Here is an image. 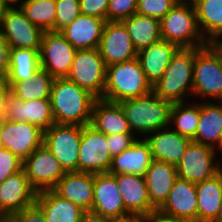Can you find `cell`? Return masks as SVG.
<instances>
[{
	"label": "cell",
	"instance_id": "obj_1",
	"mask_svg": "<svg viewBox=\"0 0 222 222\" xmlns=\"http://www.w3.org/2000/svg\"><path fill=\"white\" fill-rule=\"evenodd\" d=\"M96 99L89 91L67 78L54 79L50 94L54 122L78 126L89 125Z\"/></svg>",
	"mask_w": 222,
	"mask_h": 222
},
{
	"label": "cell",
	"instance_id": "obj_2",
	"mask_svg": "<svg viewBox=\"0 0 222 222\" xmlns=\"http://www.w3.org/2000/svg\"><path fill=\"white\" fill-rule=\"evenodd\" d=\"M153 92L138 58L107 66L104 100L120 103Z\"/></svg>",
	"mask_w": 222,
	"mask_h": 222
},
{
	"label": "cell",
	"instance_id": "obj_3",
	"mask_svg": "<svg viewBox=\"0 0 222 222\" xmlns=\"http://www.w3.org/2000/svg\"><path fill=\"white\" fill-rule=\"evenodd\" d=\"M201 48H179L176 51L163 76L153 85V92L158 97L172 103H180L184 102L182 95L186 96L189 88L192 93L194 60Z\"/></svg>",
	"mask_w": 222,
	"mask_h": 222
},
{
	"label": "cell",
	"instance_id": "obj_4",
	"mask_svg": "<svg viewBox=\"0 0 222 222\" xmlns=\"http://www.w3.org/2000/svg\"><path fill=\"white\" fill-rule=\"evenodd\" d=\"M131 131L142 134H151L164 129L170 124L172 102L163 100L154 92L133 99L120 102Z\"/></svg>",
	"mask_w": 222,
	"mask_h": 222
},
{
	"label": "cell",
	"instance_id": "obj_5",
	"mask_svg": "<svg viewBox=\"0 0 222 222\" xmlns=\"http://www.w3.org/2000/svg\"><path fill=\"white\" fill-rule=\"evenodd\" d=\"M174 6L161 20V39L177 45L179 48L204 47L208 45L205 34L200 33L194 4ZM199 37L200 41H194ZM204 37V38H203Z\"/></svg>",
	"mask_w": 222,
	"mask_h": 222
},
{
	"label": "cell",
	"instance_id": "obj_6",
	"mask_svg": "<svg viewBox=\"0 0 222 222\" xmlns=\"http://www.w3.org/2000/svg\"><path fill=\"white\" fill-rule=\"evenodd\" d=\"M82 126L53 124L43 132V144L65 172H78Z\"/></svg>",
	"mask_w": 222,
	"mask_h": 222
},
{
	"label": "cell",
	"instance_id": "obj_7",
	"mask_svg": "<svg viewBox=\"0 0 222 222\" xmlns=\"http://www.w3.org/2000/svg\"><path fill=\"white\" fill-rule=\"evenodd\" d=\"M106 71L98 48L77 50L67 79L100 99L105 89Z\"/></svg>",
	"mask_w": 222,
	"mask_h": 222
},
{
	"label": "cell",
	"instance_id": "obj_8",
	"mask_svg": "<svg viewBox=\"0 0 222 222\" xmlns=\"http://www.w3.org/2000/svg\"><path fill=\"white\" fill-rule=\"evenodd\" d=\"M193 93L219 98L222 103V63L217 53L209 45L202 47L195 56Z\"/></svg>",
	"mask_w": 222,
	"mask_h": 222
},
{
	"label": "cell",
	"instance_id": "obj_9",
	"mask_svg": "<svg viewBox=\"0 0 222 222\" xmlns=\"http://www.w3.org/2000/svg\"><path fill=\"white\" fill-rule=\"evenodd\" d=\"M77 49L60 33L44 31L40 48V66L54 79L67 78Z\"/></svg>",
	"mask_w": 222,
	"mask_h": 222
},
{
	"label": "cell",
	"instance_id": "obj_10",
	"mask_svg": "<svg viewBox=\"0 0 222 222\" xmlns=\"http://www.w3.org/2000/svg\"><path fill=\"white\" fill-rule=\"evenodd\" d=\"M78 158V172L108 173L112 157L109 153L107 135L93 126H82V137Z\"/></svg>",
	"mask_w": 222,
	"mask_h": 222
},
{
	"label": "cell",
	"instance_id": "obj_11",
	"mask_svg": "<svg viewBox=\"0 0 222 222\" xmlns=\"http://www.w3.org/2000/svg\"><path fill=\"white\" fill-rule=\"evenodd\" d=\"M22 169L37 192L53 189L66 173L44 144L23 161Z\"/></svg>",
	"mask_w": 222,
	"mask_h": 222
},
{
	"label": "cell",
	"instance_id": "obj_12",
	"mask_svg": "<svg viewBox=\"0 0 222 222\" xmlns=\"http://www.w3.org/2000/svg\"><path fill=\"white\" fill-rule=\"evenodd\" d=\"M214 150L210 146L191 141L176 165L177 177L196 184L218 174L222 169L219 165H214Z\"/></svg>",
	"mask_w": 222,
	"mask_h": 222
},
{
	"label": "cell",
	"instance_id": "obj_13",
	"mask_svg": "<svg viewBox=\"0 0 222 222\" xmlns=\"http://www.w3.org/2000/svg\"><path fill=\"white\" fill-rule=\"evenodd\" d=\"M2 27V28H1ZM9 48L40 50L44 31L34 25L20 9L10 7L0 26ZM3 29V30H2Z\"/></svg>",
	"mask_w": 222,
	"mask_h": 222
},
{
	"label": "cell",
	"instance_id": "obj_14",
	"mask_svg": "<svg viewBox=\"0 0 222 222\" xmlns=\"http://www.w3.org/2000/svg\"><path fill=\"white\" fill-rule=\"evenodd\" d=\"M2 142L21 161L43 144V130L28 122L3 120L1 122Z\"/></svg>",
	"mask_w": 222,
	"mask_h": 222
},
{
	"label": "cell",
	"instance_id": "obj_15",
	"mask_svg": "<svg viewBox=\"0 0 222 222\" xmlns=\"http://www.w3.org/2000/svg\"><path fill=\"white\" fill-rule=\"evenodd\" d=\"M98 49L106 66L137 57V51L121 21L105 23Z\"/></svg>",
	"mask_w": 222,
	"mask_h": 222
},
{
	"label": "cell",
	"instance_id": "obj_16",
	"mask_svg": "<svg viewBox=\"0 0 222 222\" xmlns=\"http://www.w3.org/2000/svg\"><path fill=\"white\" fill-rule=\"evenodd\" d=\"M4 120L28 122L45 131L54 122L50 99L22 101L13 94L7 98Z\"/></svg>",
	"mask_w": 222,
	"mask_h": 222
},
{
	"label": "cell",
	"instance_id": "obj_17",
	"mask_svg": "<svg viewBox=\"0 0 222 222\" xmlns=\"http://www.w3.org/2000/svg\"><path fill=\"white\" fill-rule=\"evenodd\" d=\"M36 195L23 169L9 176L0 183V216H10L33 204Z\"/></svg>",
	"mask_w": 222,
	"mask_h": 222
},
{
	"label": "cell",
	"instance_id": "obj_18",
	"mask_svg": "<svg viewBox=\"0 0 222 222\" xmlns=\"http://www.w3.org/2000/svg\"><path fill=\"white\" fill-rule=\"evenodd\" d=\"M91 211L107 219L129 213L123 203L114 175L94 174V198Z\"/></svg>",
	"mask_w": 222,
	"mask_h": 222
},
{
	"label": "cell",
	"instance_id": "obj_19",
	"mask_svg": "<svg viewBox=\"0 0 222 222\" xmlns=\"http://www.w3.org/2000/svg\"><path fill=\"white\" fill-rule=\"evenodd\" d=\"M53 190L84 211H91L94 198V174L66 172Z\"/></svg>",
	"mask_w": 222,
	"mask_h": 222
},
{
	"label": "cell",
	"instance_id": "obj_20",
	"mask_svg": "<svg viewBox=\"0 0 222 222\" xmlns=\"http://www.w3.org/2000/svg\"><path fill=\"white\" fill-rule=\"evenodd\" d=\"M119 187L126 210L147 216L155 208L152 206L144 176L136 174H113Z\"/></svg>",
	"mask_w": 222,
	"mask_h": 222
},
{
	"label": "cell",
	"instance_id": "obj_21",
	"mask_svg": "<svg viewBox=\"0 0 222 222\" xmlns=\"http://www.w3.org/2000/svg\"><path fill=\"white\" fill-rule=\"evenodd\" d=\"M106 22L98 17L80 14L60 33L77 50L95 49L99 48Z\"/></svg>",
	"mask_w": 222,
	"mask_h": 222
},
{
	"label": "cell",
	"instance_id": "obj_22",
	"mask_svg": "<svg viewBox=\"0 0 222 222\" xmlns=\"http://www.w3.org/2000/svg\"><path fill=\"white\" fill-rule=\"evenodd\" d=\"M177 178L176 165L158 160L152 161L144 175V179L150 202L155 209H160L166 202Z\"/></svg>",
	"mask_w": 222,
	"mask_h": 222
},
{
	"label": "cell",
	"instance_id": "obj_23",
	"mask_svg": "<svg viewBox=\"0 0 222 222\" xmlns=\"http://www.w3.org/2000/svg\"><path fill=\"white\" fill-rule=\"evenodd\" d=\"M162 212L197 222L196 184L177 178L163 206Z\"/></svg>",
	"mask_w": 222,
	"mask_h": 222
},
{
	"label": "cell",
	"instance_id": "obj_24",
	"mask_svg": "<svg viewBox=\"0 0 222 222\" xmlns=\"http://www.w3.org/2000/svg\"><path fill=\"white\" fill-rule=\"evenodd\" d=\"M91 126L105 135L132 134L120 103L96 99L92 109Z\"/></svg>",
	"mask_w": 222,
	"mask_h": 222
},
{
	"label": "cell",
	"instance_id": "obj_25",
	"mask_svg": "<svg viewBox=\"0 0 222 222\" xmlns=\"http://www.w3.org/2000/svg\"><path fill=\"white\" fill-rule=\"evenodd\" d=\"M153 160L146 140H136L129 148L112 158L108 173L144 176Z\"/></svg>",
	"mask_w": 222,
	"mask_h": 222
},
{
	"label": "cell",
	"instance_id": "obj_26",
	"mask_svg": "<svg viewBox=\"0 0 222 222\" xmlns=\"http://www.w3.org/2000/svg\"><path fill=\"white\" fill-rule=\"evenodd\" d=\"M157 131H154L155 135L144 138L150 146L153 159L177 165L192 140L175 131Z\"/></svg>",
	"mask_w": 222,
	"mask_h": 222
},
{
	"label": "cell",
	"instance_id": "obj_27",
	"mask_svg": "<svg viewBox=\"0 0 222 222\" xmlns=\"http://www.w3.org/2000/svg\"><path fill=\"white\" fill-rule=\"evenodd\" d=\"M178 49L177 45L161 39L137 53L142 70L152 86L163 76Z\"/></svg>",
	"mask_w": 222,
	"mask_h": 222
},
{
	"label": "cell",
	"instance_id": "obj_28",
	"mask_svg": "<svg viewBox=\"0 0 222 222\" xmlns=\"http://www.w3.org/2000/svg\"><path fill=\"white\" fill-rule=\"evenodd\" d=\"M35 202L41 207L46 222H80L82 208L62 198L53 189L37 192Z\"/></svg>",
	"mask_w": 222,
	"mask_h": 222
},
{
	"label": "cell",
	"instance_id": "obj_29",
	"mask_svg": "<svg viewBox=\"0 0 222 222\" xmlns=\"http://www.w3.org/2000/svg\"><path fill=\"white\" fill-rule=\"evenodd\" d=\"M197 222L217 221L222 196V170L210 179L196 183Z\"/></svg>",
	"mask_w": 222,
	"mask_h": 222
},
{
	"label": "cell",
	"instance_id": "obj_30",
	"mask_svg": "<svg viewBox=\"0 0 222 222\" xmlns=\"http://www.w3.org/2000/svg\"><path fill=\"white\" fill-rule=\"evenodd\" d=\"M138 52L161 40L160 20L135 13L121 21Z\"/></svg>",
	"mask_w": 222,
	"mask_h": 222
},
{
	"label": "cell",
	"instance_id": "obj_31",
	"mask_svg": "<svg viewBox=\"0 0 222 222\" xmlns=\"http://www.w3.org/2000/svg\"><path fill=\"white\" fill-rule=\"evenodd\" d=\"M40 50L10 48L9 70L4 81L11 87L15 82L33 78L40 66Z\"/></svg>",
	"mask_w": 222,
	"mask_h": 222
},
{
	"label": "cell",
	"instance_id": "obj_32",
	"mask_svg": "<svg viewBox=\"0 0 222 222\" xmlns=\"http://www.w3.org/2000/svg\"><path fill=\"white\" fill-rule=\"evenodd\" d=\"M222 136V105L200 104V118L192 140L215 149Z\"/></svg>",
	"mask_w": 222,
	"mask_h": 222
},
{
	"label": "cell",
	"instance_id": "obj_33",
	"mask_svg": "<svg viewBox=\"0 0 222 222\" xmlns=\"http://www.w3.org/2000/svg\"><path fill=\"white\" fill-rule=\"evenodd\" d=\"M54 78L43 68H39L33 78L15 82L10 91L22 101L50 99Z\"/></svg>",
	"mask_w": 222,
	"mask_h": 222
},
{
	"label": "cell",
	"instance_id": "obj_34",
	"mask_svg": "<svg viewBox=\"0 0 222 222\" xmlns=\"http://www.w3.org/2000/svg\"><path fill=\"white\" fill-rule=\"evenodd\" d=\"M198 25H203L207 41L217 39L222 35V0H196L193 2Z\"/></svg>",
	"mask_w": 222,
	"mask_h": 222
},
{
	"label": "cell",
	"instance_id": "obj_35",
	"mask_svg": "<svg viewBox=\"0 0 222 222\" xmlns=\"http://www.w3.org/2000/svg\"><path fill=\"white\" fill-rule=\"evenodd\" d=\"M20 9L43 31L55 32L56 0H24Z\"/></svg>",
	"mask_w": 222,
	"mask_h": 222
},
{
	"label": "cell",
	"instance_id": "obj_36",
	"mask_svg": "<svg viewBox=\"0 0 222 222\" xmlns=\"http://www.w3.org/2000/svg\"><path fill=\"white\" fill-rule=\"evenodd\" d=\"M183 105H185L184 102L173 103L170 121L174 120L176 123L175 132L193 140L199 124L200 105L196 104L188 108Z\"/></svg>",
	"mask_w": 222,
	"mask_h": 222
},
{
	"label": "cell",
	"instance_id": "obj_37",
	"mask_svg": "<svg viewBox=\"0 0 222 222\" xmlns=\"http://www.w3.org/2000/svg\"><path fill=\"white\" fill-rule=\"evenodd\" d=\"M80 14L79 0H56L55 32H61Z\"/></svg>",
	"mask_w": 222,
	"mask_h": 222
},
{
	"label": "cell",
	"instance_id": "obj_38",
	"mask_svg": "<svg viewBox=\"0 0 222 222\" xmlns=\"http://www.w3.org/2000/svg\"><path fill=\"white\" fill-rule=\"evenodd\" d=\"M173 7L168 0H137L136 13L161 20Z\"/></svg>",
	"mask_w": 222,
	"mask_h": 222
},
{
	"label": "cell",
	"instance_id": "obj_39",
	"mask_svg": "<svg viewBox=\"0 0 222 222\" xmlns=\"http://www.w3.org/2000/svg\"><path fill=\"white\" fill-rule=\"evenodd\" d=\"M137 0H109L107 21H122L136 13Z\"/></svg>",
	"mask_w": 222,
	"mask_h": 222
},
{
	"label": "cell",
	"instance_id": "obj_40",
	"mask_svg": "<svg viewBox=\"0 0 222 222\" xmlns=\"http://www.w3.org/2000/svg\"><path fill=\"white\" fill-rule=\"evenodd\" d=\"M23 161L4 147L0 148V183L22 170Z\"/></svg>",
	"mask_w": 222,
	"mask_h": 222
},
{
	"label": "cell",
	"instance_id": "obj_41",
	"mask_svg": "<svg viewBox=\"0 0 222 222\" xmlns=\"http://www.w3.org/2000/svg\"><path fill=\"white\" fill-rule=\"evenodd\" d=\"M109 0H79L80 13L107 21Z\"/></svg>",
	"mask_w": 222,
	"mask_h": 222
},
{
	"label": "cell",
	"instance_id": "obj_42",
	"mask_svg": "<svg viewBox=\"0 0 222 222\" xmlns=\"http://www.w3.org/2000/svg\"><path fill=\"white\" fill-rule=\"evenodd\" d=\"M10 217L14 222H46L45 215L36 202L13 213Z\"/></svg>",
	"mask_w": 222,
	"mask_h": 222
},
{
	"label": "cell",
	"instance_id": "obj_43",
	"mask_svg": "<svg viewBox=\"0 0 222 222\" xmlns=\"http://www.w3.org/2000/svg\"><path fill=\"white\" fill-rule=\"evenodd\" d=\"M137 139L132 134H111L107 135L109 153L113 158L122 151L129 148Z\"/></svg>",
	"mask_w": 222,
	"mask_h": 222
},
{
	"label": "cell",
	"instance_id": "obj_44",
	"mask_svg": "<svg viewBox=\"0 0 222 222\" xmlns=\"http://www.w3.org/2000/svg\"><path fill=\"white\" fill-rule=\"evenodd\" d=\"M9 46L0 29V80H4L9 70Z\"/></svg>",
	"mask_w": 222,
	"mask_h": 222
},
{
	"label": "cell",
	"instance_id": "obj_45",
	"mask_svg": "<svg viewBox=\"0 0 222 222\" xmlns=\"http://www.w3.org/2000/svg\"><path fill=\"white\" fill-rule=\"evenodd\" d=\"M144 222H193L188 219L179 218L155 209L152 213L144 217Z\"/></svg>",
	"mask_w": 222,
	"mask_h": 222
},
{
	"label": "cell",
	"instance_id": "obj_46",
	"mask_svg": "<svg viewBox=\"0 0 222 222\" xmlns=\"http://www.w3.org/2000/svg\"><path fill=\"white\" fill-rule=\"evenodd\" d=\"M10 93V86L4 80H0V122L4 120L7 98Z\"/></svg>",
	"mask_w": 222,
	"mask_h": 222
},
{
	"label": "cell",
	"instance_id": "obj_47",
	"mask_svg": "<svg viewBox=\"0 0 222 222\" xmlns=\"http://www.w3.org/2000/svg\"><path fill=\"white\" fill-rule=\"evenodd\" d=\"M109 222H144V216L137 213H128L116 218H111Z\"/></svg>",
	"mask_w": 222,
	"mask_h": 222
},
{
	"label": "cell",
	"instance_id": "obj_48",
	"mask_svg": "<svg viewBox=\"0 0 222 222\" xmlns=\"http://www.w3.org/2000/svg\"><path fill=\"white\" fill-rule=\"evenodd\" d=\"M80 222H109V219L92 211H85L81 216Z\"/></svg>",
	"mask_w": 222,
	"mask_h": 222
},
{
	"label": "cell",
	"instance_id": "obj_49",
	"mask_svg": "<svg viewBox=\"0 0 222 222\" xmlns=\"http://www.w3.org/2000/svg\"><path fill=\"white\" fill-rule=\"evenodd\" d=\"M208 45L217 53L222 63V42L217 39L208 42Z\"/></svg>",
	"mask_w": 222,
	"mask_h": 222
},
{
	"label": "cell",
	"instance_id": "obj_50",
	"mask_svg": "<svg viewBox=\"0 0 222 222\" xmlns=\"http://www.w3.org/2000/svg\"><path fill=\"white\" fill-rule=\"evenodd\" d=\"M10 7H11L10 4H7L4 0H0V26L2 24L6 11Z\"/></svg>",
	"mask_w": 222,
	"mask_h": 222
},
{
	"label": "cell",
	"instance_id": "obj_51",
	"mask_svg": "<svg viewBox=\"0 0 222 222\" xmlns=\"http://www.w3.org/2000/svg\"><path fill=\"white\" fill-rule=\"evenodd\" d=\"M168 1L171 2L174 6H182L187 4L183 0H168Z\"/></svg>",
	"mask_w": 222,
	"mask_h": 222
},
{
	"label": "cell",
	"instance_id": "obj_52",
	"mask_svg": "<svg viewBox=\"0 0 222 222\" xmlns=\"http://www.w3.org/2000/svg\"><path fill=\"white\" fill-rule=\"evenodd\" d=\"M0 222H14L10 216H0Z\"/></svg>",
	"mask_w": 222,
	"mask_h": 222
},
{
	"label": "cell",
	"instance_id": "obj_53",
	"mask_svg": "<svg viewBox=\"0 0 222 222\" xmlns=\"http://www.w3.org/2000/svg\"><path fill=\"white\" fill-rule=\"evenodd\" d=\"M221 199H222V196H221ZM217 221L222 222V200H221V205H220V210L218 213Z\"/></svg>",
	"mask_w": 222,
	"mask_h": 222
},
{
	"label": "cell",
	"instance_id": "obj_54",
	"mask_svg": "<svg viewBox=\"0 0 222 222\" xmlns=\"http://www.w3.org/2000/svg\"><path fill=\"white\" fill-rule=\"evenodd\" d=\"M3 147V142H2V131H1V122H0V148Z\"/></svg>",
	"mask_w": 222,
	"mask_h": 222
},
{
	"label": "cell",
	"instance_id": "obj_55",
	"mask_svg": "<svg viewBox=\"0 0 222 222\" xmlns=\"http://www.w3.org/2000/svg\"><path fill=\"white\" fill-rule=\"evenodd\" d=\"M7 4H12V3H17V1L19 2V0H4Z\"/></svg>",
	"mask_w": 222,
	"mask_h": 222
},
{
	"label": "cell",
	"instance_id": "obj_56",
	"mask_svg": "<svg viewBox=\"0 0 222 222\" xmlns=\"http://www.w3.org/2000/svg\"><path fill=\"white\" fill-rule=\"evenodd\" d=\"M218 145H219L220 148L222 149V136L220 137V141H219Z\"/></svg>",
	"mask_w": 222,
	"mask_h": 222
}]
</instances>
